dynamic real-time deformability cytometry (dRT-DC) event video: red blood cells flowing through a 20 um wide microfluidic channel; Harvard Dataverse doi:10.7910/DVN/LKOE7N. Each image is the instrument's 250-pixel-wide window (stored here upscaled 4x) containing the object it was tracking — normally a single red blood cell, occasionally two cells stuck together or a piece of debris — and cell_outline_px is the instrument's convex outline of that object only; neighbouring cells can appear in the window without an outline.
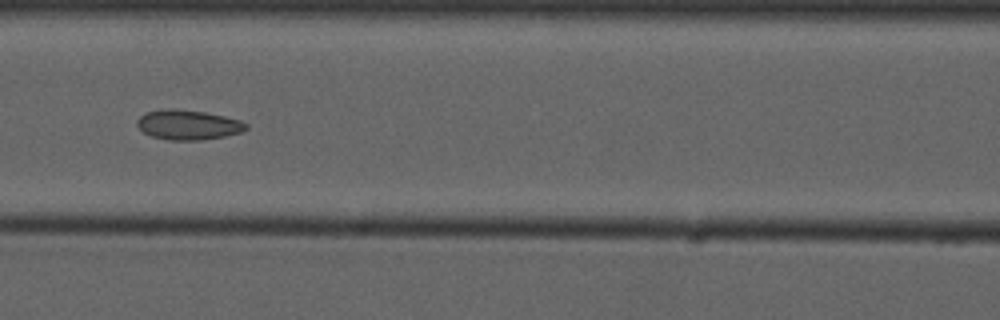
{"species": "common noctule bat (a hibernating species)", "species_latin": "Nyctalus noctula", "temperature_condition": "cold", "stored_images_in_passage": 9, "camera_frame_rate_fps": 3000, "um_per_image_px": 0.085, "animal": {"sex": "male", "forearm_length_mm": 52.5}, "frame": {"image": 1, "passage_image": 6, "time_ms": 6.0, "image_size_px": [1000, 320], "cell_outline_px": [[248, 128], [240, 132], [224, 136], [200, 140], [168, 140], [152, 136], [144, 132], [136, 124], [136, 120], [140, 116], [148, 112], [172, 108], [204, 112], [224, 116], [240, 120], [248, 124]], "centroid_in_image_um": [15.99, 10.61], "position_along_channel_um": 150.6, "area_um2": 18.73}}
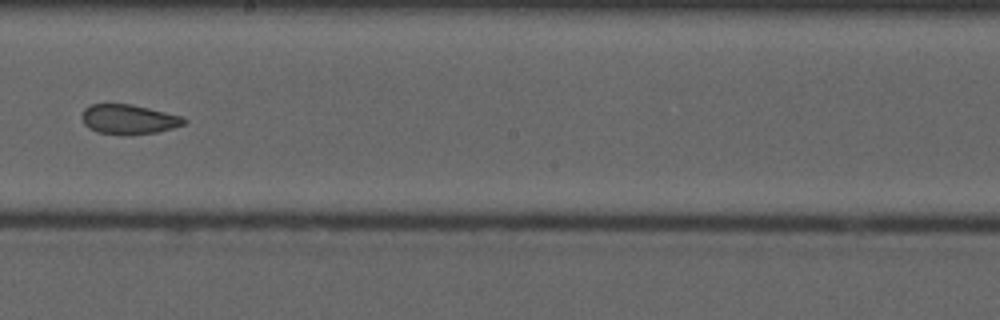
{"frame": {"image": 2, "passage_image": 8, "time_ms": 8.333, "image_size_px": [1000, 320], "cell_outline_px": [[188, 120], [184, 124], [172, 128], [156, 132], [132, 136], [128, 136], [96, 132], [88, 128], [84, 124], [80, 116], [84, 108], [88, 104], [132, 104], [184, 116]], "centroid_in_image_um": [10.92, 10.15], "position_along_channel_um": 237.3, "area_um2": 18.15}}
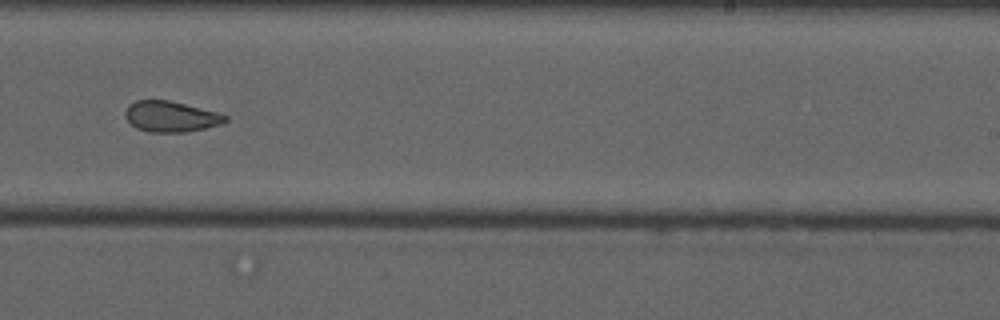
{"frame": {"image": 3, "passage_image": 9, "time_ms": 9.333, "image_size_px": [1000, 320], "cell_outline_px": [[228, 120], [220, 124], [204, 128], [184, 132], [148, 132], [136, 128], [124, 116], [124, 112], [128, 104], [136, 100], [168, 100], [216, 112], [228, 116]], "centroid_in_image_um": [14.47, 9.9], "position_along_channel_um": 274.5, "area_um2": 17.8}}